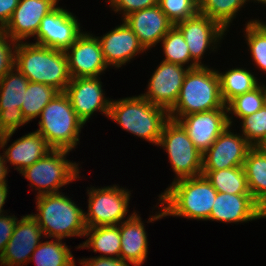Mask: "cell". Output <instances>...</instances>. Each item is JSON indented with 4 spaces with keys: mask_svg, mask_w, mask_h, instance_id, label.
<instances>
[{
    "mask_svg": "<svg viewBox=\"0 0 266 266\" xmlns=\"http://www.w3.org/2000/svg\"><path fill=\"white\" fill-rule=\"evenodd\" d=\"M88 212L84 213L86 228L119 225L126 218L130 191L116 185L89 188Z\"/></svg>",
    "mask_w": 266,
    "mask_h": 266,
    "instance_id": "cell-10",
    "label": "cell"
},
{
    "mask_svg": "<svg viewBox=\"0 0 266 266\" xmlns=\"http://www.w3.org/2000/svg\"><path fill=\"white\" fill-rule=\"evenodd\" d=\"M19 0H0V29L10 21Z\"/></svg>",
    "mask_w": 266,
    "mask_h": 266,
    "instance_id": "cell-41",
    "label": "cell"
},
{
    "mask_svg": "<svg viewBox=\"0 0 266 266\" xmlns=\"http://www.w3.org/2000/svg\"><path fill=\"white\" fill-rule=\"evenodd\" d=\"M8 41L11 43L9 44ZM16 46L17 42L14 41L3 29H0V80L10 70L15 68Z\"/></svg>",
    "mask_w": 266,
    "mask_h": 266,
    "instance_id": "cell-37",
    "label": "cell"
},
{
    "mask_svg": "<svg viewBox=\"0 0 266 266\" xmlns=\"http://www.w3.org/2000/svg\"><path fill=\"white\" fill-rule=\"evenodd\" d=\"M36 130L52 149L72 151L79 143L84 122L77 116L65 92L56 96L43 108Z\"/></svg>",
    "mask_w": 266,
    "mask_h": 266,
    "instance_id": "cell-6",
    "label": "cell"
},
{
    "mask_svg": "<svg viewBox=\"0 0 266 266\" xmlns=\"http://www.w3.org/2000/svg\"><path fill=\"white\" fill-rule=\"evenodd\" d=\"M215 109H227L220 93L218 71L205 65L189 69L169 118L177 120L191 113Z\"/></svg>",
    "mask_w": 266,
    "mask_h": 266,
    "instance_id": "cell-3",
    "label": "cell"
},
{
    "mask_svg": "<svg viewBox=\"0 0 266 266\" xmlns=\"http://www.w3.org/2000/svg\"><path fill=\"white\" fill-rule=\"evenodd\" d=\"M109 118L134 136L143 138L158 146L169 112L153 105L141 95L112 100Z\"/></svg>",
    "mask_w": 266,
    "mask_h": 266,
    "instance_id": "cell-4",
    "label": "cell"
},
{
    "mask_svg": "<svg viewBox=\"0 0 266 266\" xmlns=\"http://www.w3.org/2000/svg\"><path fill=\"white\" fill-rule=\"evenodd\" d=\"M247 185L254 200L263 208L266 205V152L252 147L243 164Z\"/></svg>",
    "mask_w": 266,
    "mask_h": 266,
    "instance_id": "cell-25",
    "label": "cell"
},
{
    "mask_svg": "<svg viewBox=\"0 0 266 266\" xmlns=\"http://www.w3.org/2000/svg\"><path fill=\"white\" fill-rule=\"evenodd\" d=\"M28 83L16 67L0 80V148L7 146L19 126L28 124L21 111Z\"/></svg>",
    "mask_w": 266,
    "mask_h": 266,
    "instance_id": "cell-9",
    "label": "cell"
},
{
    "mask_svg": "<svg viewBox=\"0 0 266 266\" xmlns=\"http://www.w3.org/2000/svg\"><path fill=\"white\" fill-rule=\"evenodd\" d=\"M141 220L134 212L120 223V258L134 266L143 265L148 254L147 232Z\"/></svg>",
    "mask_w": 266,
    "mask_h": 266,
    "instance_id": "cell-23",
    "label": "cell"
},
{
    "mask_svg": "<svg viewBox=\"0 0 266 266\" xmlns=\"http://www.w3.org/2000/svg\"><path fill=\"white\" fill-rule=\"evenodd\" d=\"M241 120V135L252 147H260L266 140V104L260 110Z\"/></svg>",
    "mask_w": 266,
    "mask_h": 266,
    "instance_id": "cell-35",
    "label": "cell"
},
{
    "mask_svg": "<svg viewBox=\"0 0 266 266\" xmlns=\"http://www.w3.org/2000/svg\"><path fill=\"white\" fill-rule=\"evenodd\" d=\"M263 218L262 207L251 194L217 192L210 213V220L223 223L247 222Z\"/></svg>",
    "mask_w": 266,
    "mask_h": 266,
    "instance_id": "cell-21",
    "label": "cell"
},
{
    "mask_svg": "<svg viewBox=\"0 0 266 266\" xmlns=\"http://www.w3.org/2000/svg\"><path fill=\"white\" fill-rule=\"evenodd\" d=\"M244 31L254 63L266 73V23L250 20Z\"/></svg>",
    "mask_w": 266,
    "mask_h": 266,
    "instance_id": "cell-34",
    "label": "cell"
},
{
    "mask_svg": "<svg viewBox=\"0 0 266 266\" xmlns=\"http://www.w3.org/2000/svg\"><path fill=\"white\" fill-rule=\"evenodd\" d=\"M18 218L15 216H0V258L13 234Z\"/></svg>",
    "mask_w": 266,
    "mask_h": 266,
    "instance_id": "cell-39",
    "label": "cell"
},
{
    "mask_svg": "<svg viewBox=\"0 0 266 266\" xmlns=\"http://www.w3.org/2000/svg\"><path fill=\"white\" fill-rule=\"evenodd\" d=\"M217 190L203 175L173 181L159 195L161 210L150 216L148 222L165 216L184 217L194 220H209Z\"/></svg>",
    "mask_w": 266,
    "mask_h": 266,
    "instance_id": "cell-1",
    "label": "cell"
},
{
    "mask_svg": "<svg viewBox=\"0 0 266 266\" xmlns=\"http://www.w3.org/2000/svg\"><path fill=\"white\" fill-rule=\"evenodd\" d=\"M71 78L99 77L108 67L98 37L82 33L65 51Z\"/></svg>",
    "mask_w": 266,
    "mask_h": 266,
    "instance_id": "cell-15",
    "label": "cell"
},
{
    "mask_svg": "<svg viewBox=\"0 0 266 266\" xmlns=\"http://www.w3.org/2000/svg\"><path fill=\"white\" fill-rule=\"evenodd\" d=\"M80 261L81 266H131L121 258L95 256V258L81 259Z\"/></svg>",
    "mask_w": 266,
    "mask_h": 266,
    "instance_id": "cell-40",
    "label": "cell"
},
{
    "mask_svg": "<svg viewBox=\"0 0 266 266\" xmlns=\"http://www.w3.org/2000/svg\"><path fill=\"white\" fill-rule=\"evenodd\" d=\"M175 26L183 34L191 59L198 66H204L200 59H202L208 47L213 50L217 48L215 44L222 40L226 32L216 21L199 12Z\"/></svg>",
    "mask_w": 266,
    "mask_h": 266,
    "instance_id": "cell-17",
    "label": "cell"
},
{
    "mask_svg": "<svg viewBox=\"0 0 266 266\" xmlns=\"http://www.w3.org/2000/svg\"><path fill=\"white\" fill-rule=\"evenodd\" d=\"M69 152L52 149L44 157L20 172L30 181L31 187L39 190L36 197L59 193L60 187L80 178L78 164L66 159Z\"/></svg>",
    "mask_w": 266,
    "mask_h": 266,
    "instance_id": "cell-7",
    "label": "cell"
},
{
    "mask_svg": "<svg viewBox=\"0 0 266 266\" xmlns=\"http://www.w3.org/2000/svg\"><path fill=\"white\" fill-rule=\"evenodd\" d=\"M1 157L7 163L14 165L19 173L29 167L40 158L49 153L52 148L45 138L37 131L25 134L15 140L7 149H4Z\"/></svg>",
    "mask_w": 266,
    "mask_h": 266,
    "instance_id": "cell-24",
    "label": "cell"
},
{
    "mask_svg": "<svg viewBox=\"0 0 266 266\" xmlns=\"http://www.w3.org/2000/svg\"><path fill=\"white\" fill-rule=\"evenodd\" d=\"M41 236L44 237V233L30 214L17 220L13 234L0 258V265L24 266L30 263L33 251L40 244Z\"/></svg>",
    "mask_w": 266,
    "mask_h": 266,
    "instance_id": "cell-18",
    "label": "cell"
},
{
    "mask_svg": "<svg viewBox=\"0 0 266 266\" xmlns=\"http://www.w3.org/2000/svg\"><path fill=\"white\" fill-rule=\"evenodd\" d=\"M59 91L54 87L38 83L29 82L21 111L27 122L40 116L43 108L56 96Z\"/></svg>",
    "mask_w": 266,
    "mask_h": 266,
    "instance_id": "cell-30",
    "label": "cell"
},
{
    "mask_svg": "<svg viewBox=\"0 0 266 266\" xmlns=\"http://www.w3.org/2000/svg\"><path fill=\"white\" fill-rule=\"evenodd\" d=\"M176 121L187 131L189 138L202 154L233 122L227 114V109L191 113L179 117Z\"/></svg>",
    "mask_w": 266,
    "mask_h": 266,
    "instance_id": "cell-16",
    "label": "cell"
},
{
    "mask_svg": "<svg viewBox=\"0 0 266 266\" xmlns=\"http://www.w3.org/2000/svg\"><path fill=\"white\" fill-rule=\"evenodd\" d=\"M84 236L89 238L78 248H93V252L104 254L100 257L120 258V224L86 228Z\"/></svg>",
    "mask_w": 266,
    "mask_h": 266,
    "instance_id": "cell-26",
    "label": "cell"
},
{
    "mask_svg": "<svg viewBox=\"0 0 266 266\" xmlns=\"http://www.w3.org/2000/svg\"><path fill=\"white\" fill-rule=\"evenodd\" d=\"M6 166L7 163L4 161L0 154V186L7 184V181L5 179L9 170Z\"/></svg>",
    "mask_w": 266,
    "mask_h": 266,
    "instance_id": "cell-42",
    "label": "cell"
},
{
    "mask_svg": "<svg viewBox=\"0 0 266 266\" xmlns=\"http://www.w3.org/2000/svg\"><path fill=\"white\" fill-rule=\"evenodd\" d=\"M75 258L62 239L40 242L33 251L30 261L36 266H76Z\"/></svg>",
    "mask_w": 266,
    "mask_h": 266,
    "instance_id": "cell-29",
    "label": "cell"
},
{
    "mask_svg": "<svg viewBox=\"0 0 266 266\" xmlns=\"http://www.w3.org/2000/svg\"><path fill=\"white\" fill-rule=\"evenodd\" d=\"M36 201L38 213L30 215L38 222L45 238L84 236L85 212L68 196L59 192L38 196Z\"/></svg>",
    "mask_w": 266,
    "mask_h": 266,
    "instance_id": "cell-5",
    "label": "cell"
},
{
    "mask_svg": "<svg viewBox=\"0 0 266 266\" xmlns=\"http://www.w3.org/2000/svg\"><path fill=\"white\" fill-rule=\"evenodd\" d=\"M159 6L174 25L199 12L198 0H159Z\"/></svg>",
    "mask_w": 266,
    "mask_h": 266,
    "instance_id": "cell-36",
    "label": "cell"
},
{
    "mask_svg": "<svg viewBox=\"0 0 266 266\" xmlns=\"http://www.w3.org/2000/svg\"><path fill=\"white\" fill-rule=\"evenodd\" d=\"M101 84L100 77L72 78L66 87L72 108L84 124L95 111L108 118L112 99L104 97Z\"/></svg>",
    "mask_w": 266,
    "mask_h": 266,
    "instance_id": "cell-14",
    "label": "cell"
},
{
    "mask_svg": "<svg viewBox=\"0 0 266 266\" xmlns=\"http://www.w3.org/2000/svg\"><path fill=\"white\" fill-rule=\"evenodd\" d=\"M59 0H19L3 30L16 42L34 37L45 15L57 7Z\"/></svg>",
    "mask_w": 266,
    "mask_h": 266,
    "instance_id": "cell-19",
    "label": "cell"
},
{
    "mask_svg": "<svg viewBox=\"0 0 266 266\" xmlns=\"http://www.w3.org/2000/svg\"><path fill=\"white\" fill-rule=\"evenodd\" d=\"M158 146L163 147L168 154V160L177 175L174 181L202 174L203 154L178 121L169 119L165 123Z\"/></svg>",
    "mask_w": 266,
    "mask_h": 266,
    "instance_id": "cell-8",
    "label": "cell"
},
{
    "mask_svg": "<svg viewBox=\"0 0 266 266\" xmlns=\"http://www.w3.org/2000/svg\"><path fill=\"white\" fill-rule=\"evenodd\" d=\"M15 67L29 80L50 85L65 92L71 81L68 58L65 51L17 42Z\"/></svg>",
    "mask_w": 266,
    "mask_h": 266,
    "instance_id": "cell-2",
    "label": "cell"
},
{
    "mask_svg": "<svg viewBox=\"0 0 266 266\" xmlns=\"http://www.w3.org/2000/svg\"><path fill=\"white\" fill-rule=\"evenodd\" d=\"M188 70V67L162 61L151 76L147 92L141 96L169 112L177 102Z\"/></svg>",
    "mask_w": 266,
    "mask_h": 266,
    "instance_id": "cell-13",
    "label": "cell"
},
{
    "mask_svg": "<svg viewBox=\"0 0 266 266\" xmlns=\"http://www.w3.org/2000/svg\"><path fill=\"white\" fill-rule=\"evenodd\" d=\"M122 22L120 26L98 38L105 62L108 66L112 65L118 69L141 51H145L136 34L124 21Z\"/></svg>",
    "mask_w": 266,
    "mask_h": 266,
    "instance_id": "cell-22",
    "label": "cell"
},
{
    "mask_svg": "<svg viewBox=\"0 0 266 266\" xmlns=\"http://www.w3.org/2000/svg\"><path fill=\"white\" fill-rule=\"evenodd\" d=\"M163 45L164 62L184 66L191 61L188 68L198 65L191 59L189 48L181 31L174 25L160 41Z\"/></svg>",
    "mask_w": 266,
    "mask_h": 266,
    "instance_id": "cell-32",
    "label": "cell"
},
{
    "mask_svg": "<svg viewBox=\"0 0 266 266\" xmlns=\"http://www.w3.org/2000/svg\"><path fill=\"white\" fill-rule=\"evenodd\" d=\"M199 13L216 21L224 30L230 26L237 12L249 0H198Z\"/></svg>",
    "mask_w": 266,
    "mask_h": 266,
    "instance_id": "cell-31",
    "label": "cell"
},
{
    "mask_svg": "<svg viewBox=\"0 0 266 266\" xmlns=\"http://www.w3.org/2000/svg\"><path fill=\"white\" fill-rule=\"evenodd\" d=\"M219 193L250 194L243 166L222 170H202V174Z\"/></svg>",
    "mask_w": 266,
    "mask_h": 266,
    "instance_id": "cell-28",
    "label": "cell"
},
{
    "mask_svg": "<svg viewBox=\"0 0 266 266\" xmlns=\"http://www.w3.org/2000/svg\"><path fill=\"white\" fill-rule=\"evenodd\" d=\"M260 148L266 152V140L262 143V145L260 146Z\"/></svg>",
    "mask_w": 266,
    "mask_h": 266,
    "instance_id": "cell-44",
    "label": "cell"
},
{
    "mask_svg": "<svg viewBox=\"0 0 266 266\" xmlns=\"http://www.w3.org/2000/svg\"><path fill=\"white\" fill-rule=\"evenodd\" d=\"M254 1H258V3L260 2V3H262V4H265V6H266V0H254Z\"/></svg>",
    "mask_w": 266,
    "mask_h": 266,
    "instance_id": "cell-46",
    "label": "cell"
},
{
    "mask_svg": "<svg viewBox=\"0 0 266 266\" xmlns=\"http://www.w3.org/2000/svg\"><path fill=\"white\" fill-rule=\"evenodd\" d=\"M263 218H266V205L262 208Z\"/></svg>",
    "mask_w": 266,
    "mask_h": 266,
    "instance_id": "cell-45",
    "label": "cell"
},
{
    "mask_svg": "<svg viewBox=\"0 0 266 266\" xmlns=\"http://www.w3.org/2000/svg\"><path fill=\"white\" fill-rule=\"evenodd\" d=\"M266 104V87L259 85L250 92L233 98L227 105V113H232L240 120L260 110Z\"/></svg>",
    "mask_w": 266,
    "mask_h": 266,
    "instance_id": "cell-33",
    "label": "cell"
},
{
    "mask_svg": "<svg viewBox=\"0 0 266 266\" xmlns=\"http://www.w3.org/2000/svg\"><path fill=\"white\" fill-rule=\"evenodd\" d=\"M218 76L220 93L225 105L236 96L250 92L260 85L254 74L243 68H232L225 73L218 71Z\"/></svg>",
    "mask_w": 266,
    "mask_h": 266,
    "instance_id": "cell-27",
    "label": "cell"
},
{
    "mask_svg": "<svg viewBox=\"0 0 266 266\" xmlns=\"http://www.w3.org/2000/svg\"><path fill=\"white\" fill-rule=\"evenodd\" d=\"M230 127L228 125L203 153L202 170H222L243 166L252 146L243 135L231 132Z\"/></svg>",
    "mask_w": 266,
    "mask_h": 266,
    "instance_id": "cell-12",
    "label": "cell"
},
{
    "mask_svg": "<svg viewBox=\"0 0 266 266\" xmlns=\"http://www.w3.org/2000/svg\"><path fill=\"white\" fill-rule=\"evenodd\" d=\"M145 50H149L174 26L159 5L134 11L123 18Z\"/></svg>",
    "mask_w": 266,
    "mask_h": 266,
    "instance_id": "cell-20",
    "label": "cell"
},
{
    "mask_svg": "<svg viewBox=\"0 0 266 266\" xmlns=\"http://www.w3.org/2000/svg\"><path fill=\"white\" fill-rule=\"evenodd\" d=\"M112 10L115 12H121L123 18L128 14L142 10L145 8H150L159 5V0H107Z\"/></svg>",
    "mask_w": 266,
    "mask_h": 266,
    "instance_id": "cell-38",
    "label": "cell"
},
{
    "mask_svg": "<svg viewBox=\"0 0 266 266\" xmlns=\"http://www.w3.org/2000/svg\"><path fill=\"white\" fill-rule=\"evenodd\" d=\"M77 20L68 10L56 7L41 20L35 44L66 51L83 33Z\"/></svg>",
    "mask_w": 266,
    "mask_h": 266,
    "instance_id": "cell-11",
    "label": "cell"
},
{
    "mask_svg": "<svg viewBox=\"0 0 266 266\" xmlns=\"http://www.w3.org/2000/svg\"><path fill=\"white\" fill-rule=\"evenodd\" d=\"M8 184L6 185H2L0 186V216L1 215H4V210L2 209L3 208V205L5 203V200L7 198V194H8Z\"/></svg>",
    "mask_w": 266,
    "mask_h": 266,
    "instance_id": "cell-43",
    "label": "cell"
}]
</instances>
